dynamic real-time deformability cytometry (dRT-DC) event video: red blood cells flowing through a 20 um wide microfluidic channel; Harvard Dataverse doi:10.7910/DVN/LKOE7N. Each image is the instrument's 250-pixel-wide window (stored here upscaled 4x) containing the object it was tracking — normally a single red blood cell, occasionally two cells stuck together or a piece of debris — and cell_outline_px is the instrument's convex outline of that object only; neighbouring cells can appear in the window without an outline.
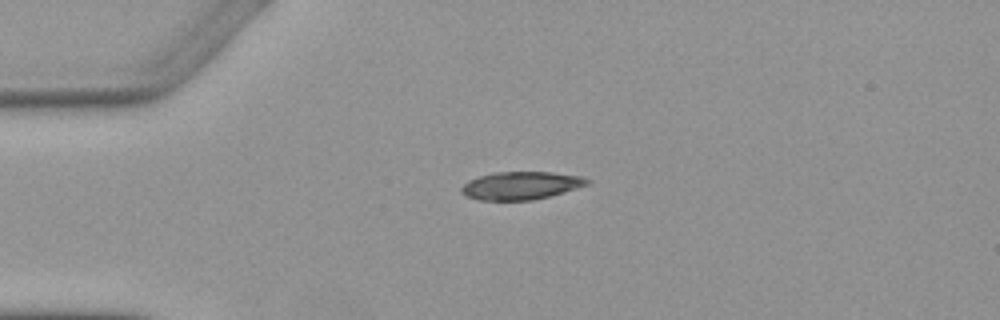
{"species": "Egyptian fruit bat (a non-hibernating species)", "species_latin": "Rousettus aegyptiacus", "temperature_condition": "warm", "stored_images_in_passage": 2, "camera_frame_rate_fps": 3000, "um_per_image_px": 0.085, "animal": {"sex": "female"}, "frame": {"image": 1, "passage_image": 1, "time_ms": 0.0, "image_size_px": [1000, 320], "cell_outline_px": [[592, 180], [588, 184], [576, 188], [548, 196], [532, 200], [476, 200], [460, 192], [460, 188], [468, 180], [480, 176], [496, 172], [552, 172], [580, 176]], "centroid_in_image_um": [44.25, 15.77], "position_along_channel_um": 40.7, "area_um2": 20.29}}